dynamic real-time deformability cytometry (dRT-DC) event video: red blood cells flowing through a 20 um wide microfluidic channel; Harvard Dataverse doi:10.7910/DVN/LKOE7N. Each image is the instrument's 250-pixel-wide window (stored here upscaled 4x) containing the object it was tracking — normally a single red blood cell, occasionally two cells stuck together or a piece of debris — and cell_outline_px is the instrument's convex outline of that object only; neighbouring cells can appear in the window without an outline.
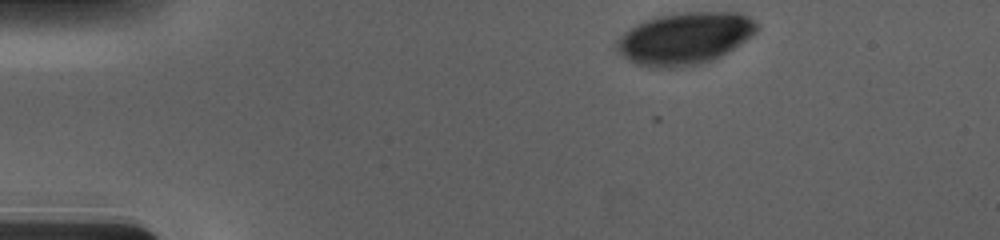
{"species": "human", "species_latin": "Homo sapiens", "temperature_condition": "cold", "stored_images_in_passage": 39, "camera_frame_rate_fps": 3000, "um_per_image_px": 0.085, "donor": {"sex": "male"}, "frame": {"image": 1, "passage_image": 1, "time_ms": 0.0, "image_size_px": [1000, 240], "cell_outline_px": [[756, 32], [752, 36], [720, 56], [712, 60], [700, 64], [680, 68], [648, 68], [636, 64], [628, 60], [616, 48], [616, 40], [624, 32], [636, 24], [656, 16], [676, 12], [736, 12], [748, 16], [756, 24]], "centroid_in_image_um": [58.16, 3.27], "position_along_channel_um": 26.8, "area_um2": 42.6}}
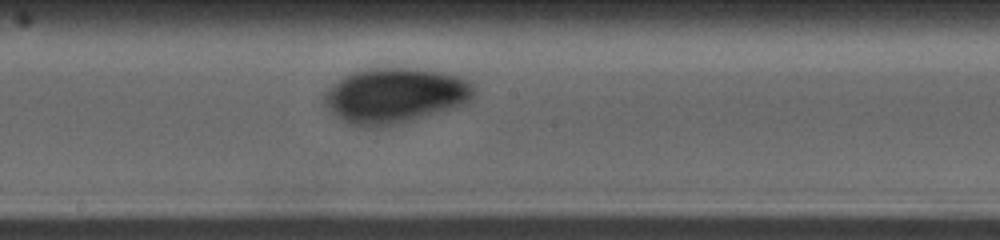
{"frame": {"image": 2, "passage_image": 23, "time_ms": 7.333, "image_size_px": [1000, 240], "cell_outline_px": [[476, 92], [464, 104], [456, 108], [412, 120], [380, 128], [360, 128], [348, 124], [340, 120], [324, 104], [324, 96], [328, 88], [332, 84], [344, 76], [352, 72], [376, 68], [400, 68], [440, 72], [456, 76], [468, 80], [476, 88]], "centroid_in_image_um": [33.55, 8.16], "position_along_channel_um": 214.6, "area_um2": 48.26}}
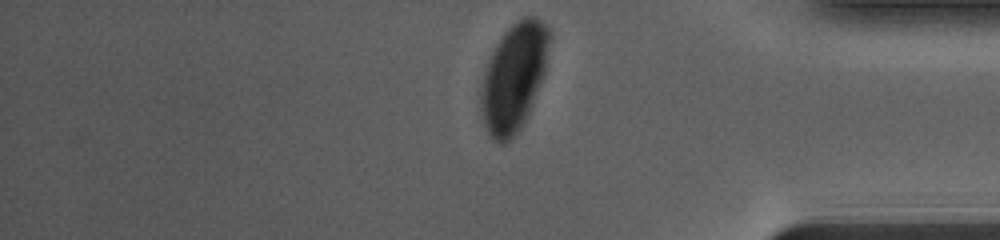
{"frame": {"image": 3, "passage_image": 39, "time_ms": 12.667, "image_size_px": [1000, 240], "cell_outline_px": [[552, 36], [544, 72], [532, 104], [520, 128], [504, 144], [500, 144], [488, 132], [484, 124], [480, 100], [480, 92], [484, 76], [488, 64], [496, 44], [504, 32], [512, 24], [524, 16], [536, 16], [552, 32]], "centroid_in_image_um": [43.7, 6.51], "position_along_channel_um": 391.5, "area_um2": 42.31}, "authors_computed_cell_mechanics": {"area_um2": 45.7776, "velocity_mm_per_s": 3.6787, "shape_relaxation_time_tau1_ms": 4.7754, "shape_relaxation_time_tau2_ms": 2.8026, "deformation_change_tau1": 0.1261, "deformation_change_tau2": 0.036}}